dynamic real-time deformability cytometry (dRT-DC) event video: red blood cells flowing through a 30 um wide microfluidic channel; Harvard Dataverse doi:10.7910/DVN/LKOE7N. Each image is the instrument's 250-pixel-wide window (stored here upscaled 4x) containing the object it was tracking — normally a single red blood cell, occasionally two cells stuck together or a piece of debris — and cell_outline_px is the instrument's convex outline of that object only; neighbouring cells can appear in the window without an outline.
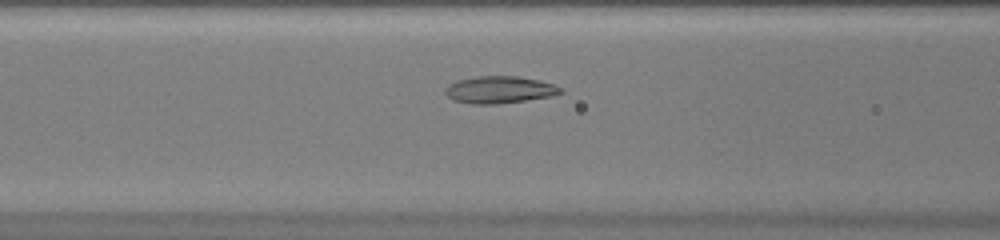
{"species": "common noctule bat (a hibernating species)", "species_latin": "Nyctalus noctula", "temperature_condition": "warm", "stored_images_in_passage": 37, "camera_frame_rate_fps": 3000, "um_per_image_px": 0.085, "animal": {"sex": "female", "body_mass_g": 20.0, "forearm_length_mm": 54.0}, "frame": {"image": 1, "passage_image": 8, "time_ms": 2.333, "image_size_px": [1000, 240], "cell_outline_px": [[564, 92], [552, 96], [496, 104], [472, 104], [452, 100], [444, 92], [444, 88], [448, 84], [456, 80], [476, 76], [516, 76], [540, 80], [564, 88]], "centroid_in_image_um": [42.44, 7.62], "position_along_channel_um": 124.2, "area_um2": 18.38}}
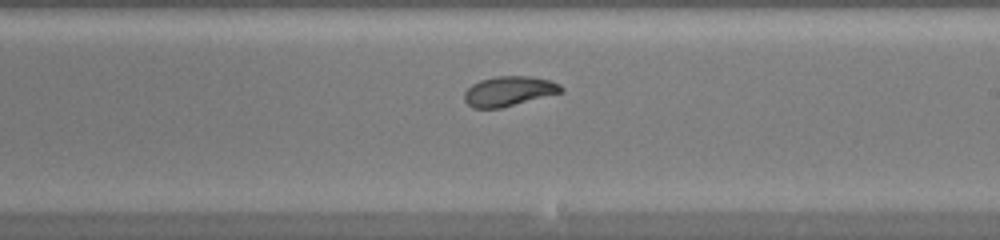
{"frame": {"image": 2, "passage_image": 17, "time_ms": 5.333, "image_size_px": [1000, 240], "cell_outline_px": [[564, 92], [500, 108], [472, 108], [464, 100], [464, 92], [472, 84], [480, 80], [496, 76], [528, 76], [548, 80], [560, 84], [564, 88]], "centroid_in_image_um": [43.26, 7.75], "position_along_channel_um": 245.7, "area_um2": 16.82}}
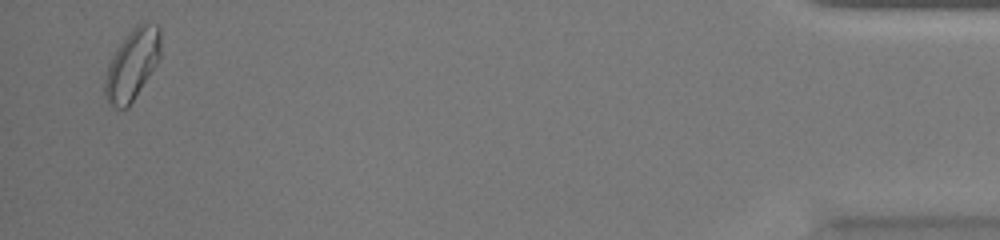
{"frame": {"image": 3, "passage_image": 36, "time_ms": 11.667, "image_size_px": [1000, 240], "cell_outline_px": [[160, 56], [156, 64], [128, 108], [116, 108], [108, 104], [104, 96], [104, 84], [108, 64], [120, 44], [132, 28], [136, 24], [144, 20], [148, 20], [156, 24], [160, 28]], "centroid_in_image_um": [11.24, 5.46], "position_along_channel_um": 424.0, "area_um2": 22.95}, "authors_computed_cell_mechanics": {"area_um2": 17.918, "velocity_mm_per_s": 4.0621, "shape_relaxation_time_tau1_ms": 7.6874, "shape_relaxation_time_tau2_ms": 0.9989, "deformation_change_tau1": 0.2007, "deformation_change_tau2": 0.0562}}